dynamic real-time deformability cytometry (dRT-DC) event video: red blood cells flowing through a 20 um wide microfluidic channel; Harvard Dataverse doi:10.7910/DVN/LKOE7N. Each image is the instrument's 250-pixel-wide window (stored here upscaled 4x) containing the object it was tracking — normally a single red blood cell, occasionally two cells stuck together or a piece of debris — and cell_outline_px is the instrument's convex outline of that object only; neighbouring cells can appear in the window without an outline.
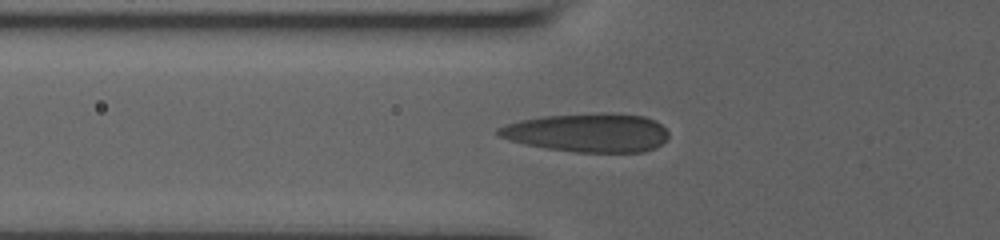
{"species": "human", "species_latin": "Homo sapiens", "temperature_condition": "room temperature", "stored_images_in_passage": 49, "camera_frame_rate_fps": 3000, "um_per_image_px": 0.085, "donor": {"sex": "male"}, "frame": {"image": 1, "passage_image": 17, "time_ms": 7.333, "image_size_px": [1000, 240], "cell_outline_px": [[668, 136], [656, 148], [644, 152], [576, 152], [544, 148], [524, 144], [508, 140], [496, 136], [496, 128], [504, 124], [520, 120], [544, 116], [600, 112], [612, 112], [644, 116], [656, 120], [668, 132]], "centroid_in_image_um": [49.92, 11.27], "position_along_channel_um": 75.9, "area_um2": 38.96}}
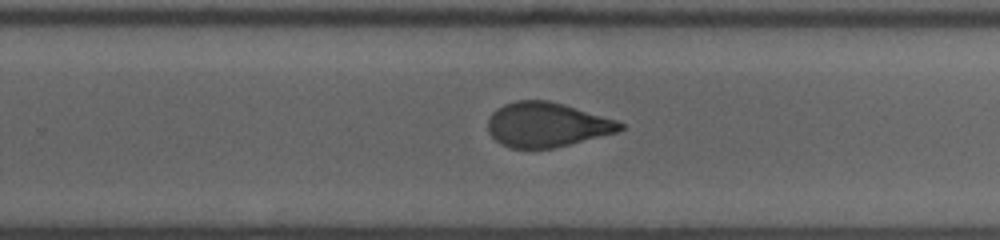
{"frame": {"image": 2, "passage_image": 34, "time_ms": 12.667, "image_size_px": [1000, 240], "cell_outline_px": [[624, 128], [616, 132], [552, 148], [512, 148], [500, 144], [488, 132], [488, 120], [492, 112], [504, 104], [516, 100], [548, 100], [564, 104], [616, 120], [624, 124]], "centroid_in_image_um": [46.44, 10.59], "position_along_channel_um": 283.4, "area_um2": 34.04}}
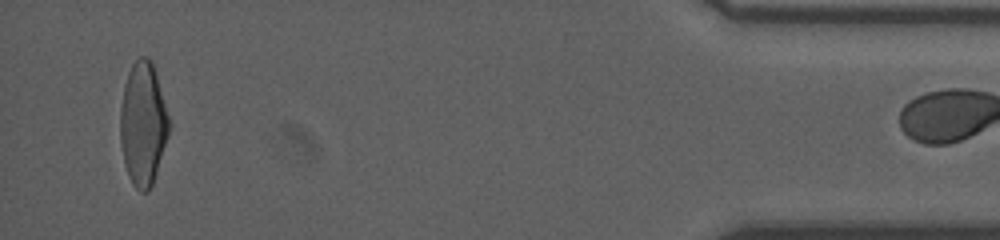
{"frame": {"image": 3, "passage_image": 48, "time_ms": 18.0, "image_size_px": [1000, 240], "cell_outline_px": [[168, 136], [152, 184], [148, 192], [140, 192], [132, 184], [128, 176], [124, 164], [120, 140], [120, 108], [124, 84], [128, 72], [132, 64], [140, 56], [148, 56], [156, 72], [168, 116]], "centroid_in_image_um": [12.13, 10.53], "position_along_channel_um": 423.1, "area_um2": 34.85}}